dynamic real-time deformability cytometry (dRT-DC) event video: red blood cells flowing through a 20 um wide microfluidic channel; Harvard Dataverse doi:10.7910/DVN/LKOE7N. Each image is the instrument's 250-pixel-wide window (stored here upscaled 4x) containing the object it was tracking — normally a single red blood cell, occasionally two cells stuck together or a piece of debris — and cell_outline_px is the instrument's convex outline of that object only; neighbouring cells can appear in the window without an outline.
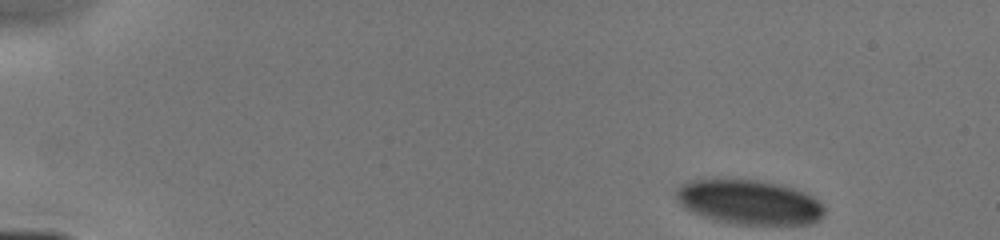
{"species": "human", "species_latin": "Homo sapiens", "temperature_condition": "cold", "stored_images_in_passage": 39, "camera_frame_rate_fps": 3000, "um_per_image_px": 0.085, "donor": {"sex": "male"}, "frame": {"image": 1, "passage_image": 1, "time_ms": 0.0, "image_size_px": [1000, 240], "cell_outline_px": [[824, 216], [820, 220], [812, 224], [736, 224], [716, 220], [692, 212], [680, 204], [676, 196], [676, 192], [684, 184], [692, 180], [756, 180], [776, 184], [792, 188], [804, 192], [812, 196], [824, 208]], "centroid_in_image_um": [63.71, 17.2], "position_along_channel_um": 21.3, "area_um2": 37.86}}
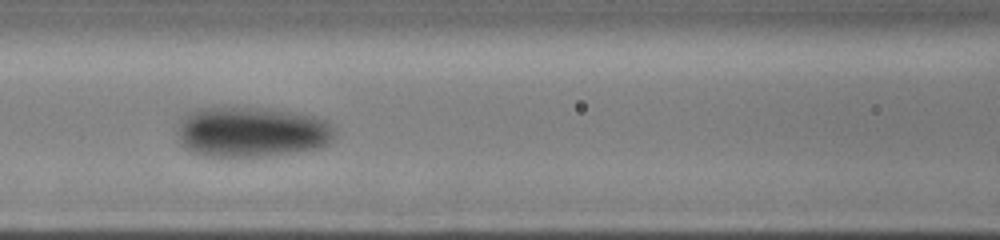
{"frame": {"image": 2, "passage_image": 16, "time_ms": 5.667, "image_size_px": [1000, 240], "cell_outline_px": [[336, 136], [324, 148], [268, 156], [204, 156], [192, 152], [180, 144], [176, 132], [180, 120], [188, 112], [196, 108], [268, 108], [312, 116], [328, 120], [336, 128]], "centroid_in_image_um": [21.42, 11.23], "position_along_channel_um": 145.2, "area_um2": 46.82}}
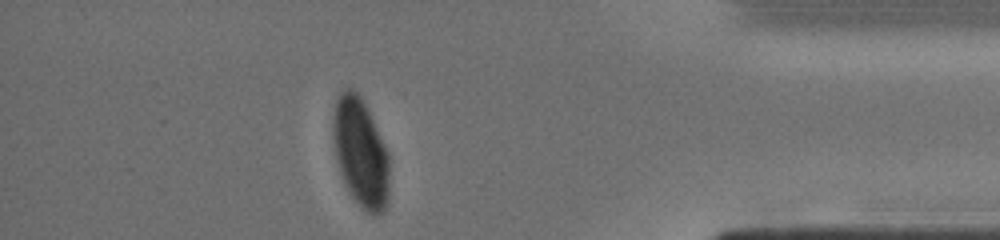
{"frame": {"image": 3, "passage_image": 35, "time_ms": 12.333, "image_size_px": [1000, 240], "cell_outline_px": [[388, 196], [384, 212], [376, 216], [372, 216], [364, 212], [356, 204], [348, 192], [344, 184], [336, 160], [332, 136], [332, 116], [336, 100], [340, 92], [344, 88], [352, 88], [360, 96], [368, 108], [388, 152]], "centroid_in_image_um": [30.62, 13.0], "position_along_channel_um": 404.6, "area_um2": 36.41}}